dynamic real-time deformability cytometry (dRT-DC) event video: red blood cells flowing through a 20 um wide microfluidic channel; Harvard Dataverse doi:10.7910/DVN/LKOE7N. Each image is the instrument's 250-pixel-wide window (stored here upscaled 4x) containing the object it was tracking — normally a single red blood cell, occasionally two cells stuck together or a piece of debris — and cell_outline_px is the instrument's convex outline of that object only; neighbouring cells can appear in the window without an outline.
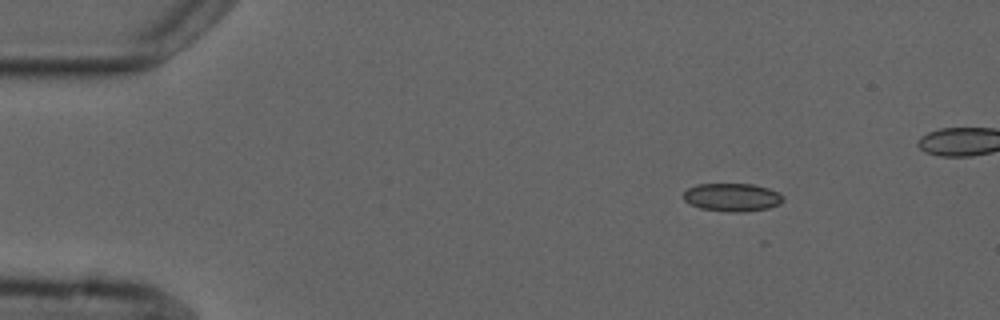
{"species": "common noctule bat (a hibernating species)", "species_latin": "Nyctalus noctula", "temperature_condition": "cold", "stored_images_in_passage": 5, "segment_of_instrument_passage": [2, 2], "camera_frame_rate_fps": 3000, "um_per_image_px": 0.085, "animal": {"sex": "male", "forearm_length_mm": 52.5}, "frame": {"image": 1, "passage_image": 5, "time_ms": 4.667, "image_size_px": [1000, 320], "cell_outline_px": [[784, 200], [780, 204], [768, 208], [744, 212], [728, 212], [700, 208], [684, 200], [684, 192], [688, 188], [696, 184], [752, 184], [768, 188], [780, 192], [784, 196]], "centroid_in_image_um": [62.27, 16.77], "position_along_channel_um": 22.7, "area_um2": 16.42}}